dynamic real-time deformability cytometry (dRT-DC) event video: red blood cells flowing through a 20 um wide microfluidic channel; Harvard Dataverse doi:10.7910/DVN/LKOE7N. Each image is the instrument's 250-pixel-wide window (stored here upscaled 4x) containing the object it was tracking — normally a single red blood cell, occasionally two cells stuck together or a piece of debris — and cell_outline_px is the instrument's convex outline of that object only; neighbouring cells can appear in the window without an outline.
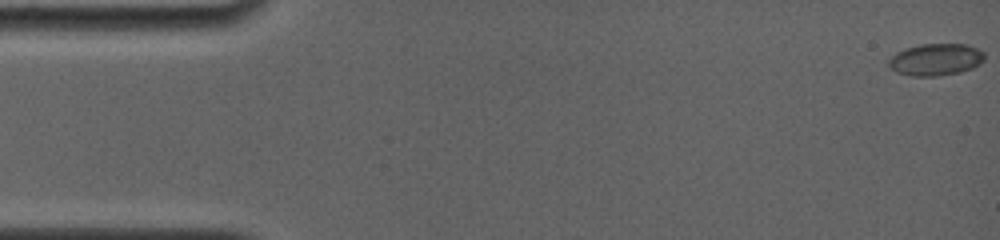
{"species": "common noctule bat (a hibernating species)", "species_latin": "Nyctalus noctula", "temperature_condition": "room temperature", "stored_images_in_passage": 10, "camera_frame_rate_fps": 4000, "um_per_image_px": 0.085, "animal": {"sex": "female", "body_mass_g": 19.0, "forearm_length_mm": 56.7}, "frame": {"image": 1, "passage_image": 1, "time_ms": 0.0, "image_size_px": [1000, 240], "cell_outline_px": [[984, 60], [980, 64], [972, 68], [960, 72], [936, 76], [912, 76], [896, 72], [888, 68], [888, 60], [896, 52], [904, 48], [920, 44], [968, 44], [984, 52]], "centroid_in_image_um": [79.51, 5.06], "position_along_channel_um": 5.5, "area_um2": 18.03}}
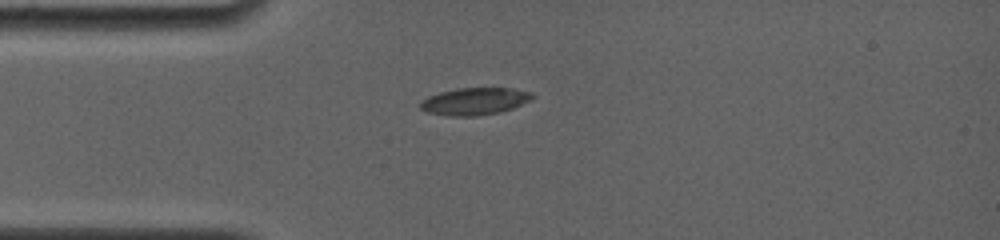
{"frame": {"image": 2, "passage_image": 6, "time_ms": 4.25, "image_size_px": [1000, 240], "cell_outline_px": [[536, 96], [532, 100], [512, 108], [500, 112], [476, 116], [448, 116], [428, 112], [420, 108], [420, 100], [428, 96], [440, 92], [456, 88], [512, 88], [532, 92]], "centroid_in_image_um": [40.36, 8.6], "position_along_channel_um": 44.6, "area_um2": 17.92}}
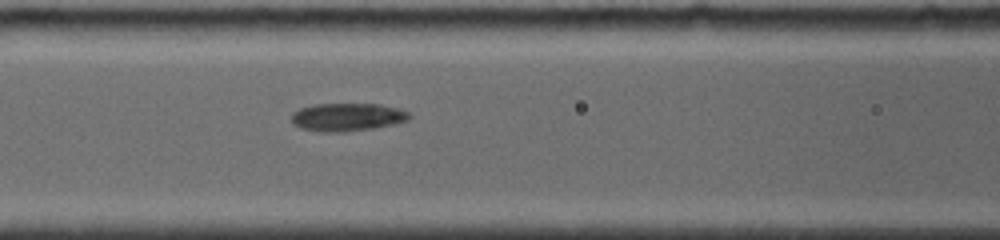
{"frame": {"image": 3, "passage_image": 9, "time_ms": 7.0, "image_size_px": [1000, 240], "cell_outline_px": [[412, 116], [408, 120], [392, 124], [372, 128], [344, 132], [320, 132], [300, 128], [292, 124], [292, 112], [300, 108], [312, 104], [380, 104], [396, 108], [408, 112]], "centroid_in_image_um": [29.47, 9.95], "position_along_channel_um": 137.1, "area_um2": 19.25}}